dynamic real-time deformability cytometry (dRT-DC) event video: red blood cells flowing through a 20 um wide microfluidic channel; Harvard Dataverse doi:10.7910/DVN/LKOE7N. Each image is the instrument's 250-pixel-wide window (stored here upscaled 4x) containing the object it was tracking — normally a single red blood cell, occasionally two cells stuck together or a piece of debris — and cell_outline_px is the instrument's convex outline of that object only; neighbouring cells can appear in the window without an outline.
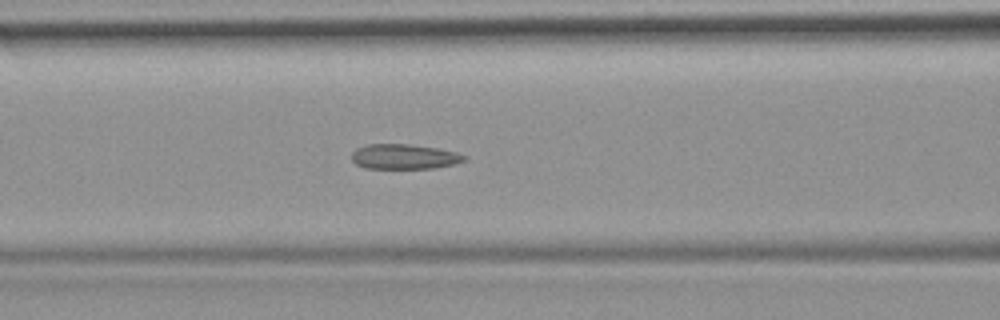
{"species": "common noctule bat (a hibernating species)", "species_latin": "Nyctalus noctula", "temperature_condition": "room temperature", "stored_images_in_passage": 36, "camera_frame_rate_fps": 3000, "um_per_image_px": 0.085, "animal": {"sex": "female", "body_mass_g": 19.9}, "frame": {"image": 1, "passage_image": 6, "time_ms": 1.667, "image_size_px": [1000, 320], "cell_outline_px": [[468, 160], [436, 168], [364, 168], [356, 164], [352, 160], [352, 152], [356, 148], [368, 144], [408, 144], [436, 148], [456, 152], [468, 156]], "centroid_in_image_um": [34.36, 13.31], "position_along_channel_um": 132.2, "area_um2": 16.42}}
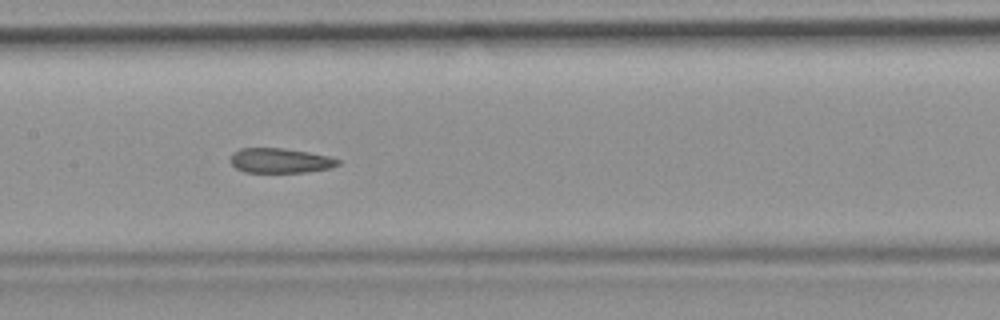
{"frame": {"image": 2, "passage_image": 10, "time_ms": 3.0, "image_size_px": [1000, 320], "cell_outline_px": [[340, 164], [328, 168], [308, 172], [244, 172], [236, 168], [228, 160], [232, 152], [240, 148], [284, 148], [308, 152], [328, 156], [340, 160]], "centroid_in_image_um": [23.76, 13.64], "position_along_channel_um": 183.6, "area_um2": 15.61}, "authors_computed_cell_mechanics": {"area_um2": 16.8487, "velocity_mm_per_s": 3.8572, "shape_relaxation_time_tau1_ms": null, "shape_relaxation_time_tau2_ms": 2.251, "deformation_change_tau1": null, "deformation_change_tau2": 0.0746}}